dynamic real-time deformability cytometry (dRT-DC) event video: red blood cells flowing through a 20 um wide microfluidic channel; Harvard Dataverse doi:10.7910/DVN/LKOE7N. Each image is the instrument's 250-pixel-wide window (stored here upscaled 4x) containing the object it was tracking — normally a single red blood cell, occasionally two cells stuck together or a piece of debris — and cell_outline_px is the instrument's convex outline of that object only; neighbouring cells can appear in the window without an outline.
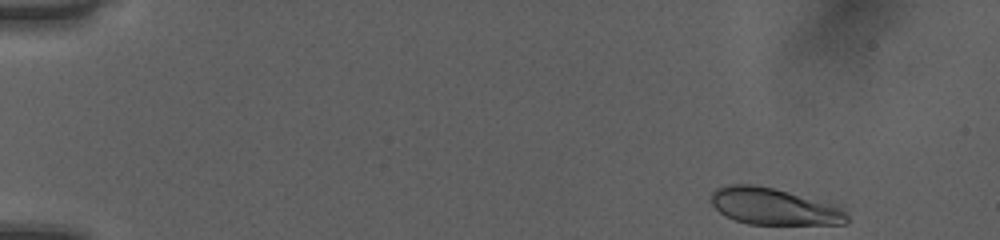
{"species": "human", "species_latin": "Homo sapiens", "temperature_condition": "room temperature", "stored_images_in_passage": 47, "camera_frame_rate_fps": 3000, "um_per_image_px": 0.085, "donor": {"sex": "female"}, "frame": {"image": 1, "passage_image": 1, "time_ms": 0.0, "image_size_px": [1000, 240], "cell_outline_px": [[848, 220], [844, 224], [748, 224], [736, 220], [720, 212], [712, 204], [712, 192], [716, 188], [728, 184], [752, 184], [772, 188], [828, 200], [844, 204], [848, 216]], "centroid_in_image_um": [65.92, 17.53], "position_along_channel_um": 19.1, "area_um2": 29.71}}
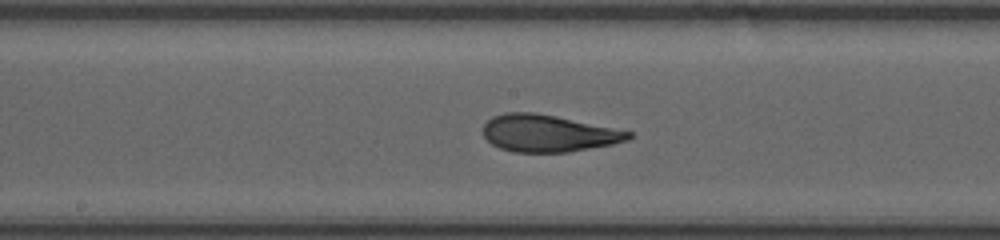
{"frame": {"image": 2, "passage_image": 24, "time_ms": 7.667, "image_size_px": [1000, 240], "cell_outline_px": [[632, 136], [628, 140], [612, 144], [568, 152], [512, 152], [500, 148], [492, 144], [484, 136], [484, 124], [492, 116], [504, 112], [532, 112], [556, 116], [632, 132]], "centroid_in_image_um": [46.56, 11.33], "position_along_channel_um": 201.6, "area_um2": 31.15}}
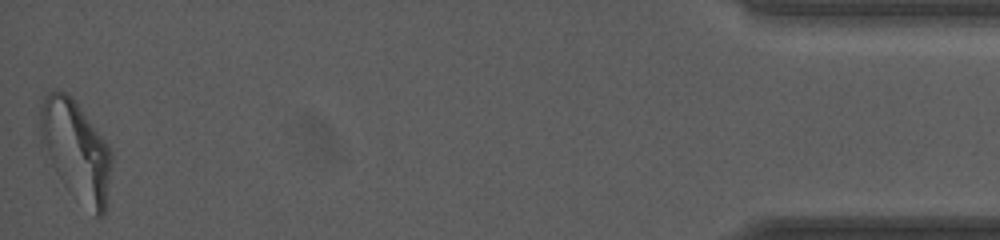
{"frame": {"image": 3, "passage_image": 47, "time_ms": 15.333, "image_size_px": [1000, 240], "cell_outline_px": [[112, 164], [108, 208], [100, 216], [96, 216], [56, 172], [40, 148], [40, 104], [44, 96], [48, 92], [56, 88], [68, 92], [72, 96], [108, 144], [112, 152]], "centroid_in_image_um": [6.46, 12.7], "position_along_channel_um": 428.7, "area_um2": 41.62}, "authors_computed_cell_mechanics": {"area_um2": 31.4432, "velocity_mm_per_s": 4.0316, "shape_relaxation_time_tau1_ms": 4.7483, "shape_relaxation_time_tau2_ms": 0.9293, "deformation_change_tau1": 0.1686, "deformation_change_tau2": 0.0725}}